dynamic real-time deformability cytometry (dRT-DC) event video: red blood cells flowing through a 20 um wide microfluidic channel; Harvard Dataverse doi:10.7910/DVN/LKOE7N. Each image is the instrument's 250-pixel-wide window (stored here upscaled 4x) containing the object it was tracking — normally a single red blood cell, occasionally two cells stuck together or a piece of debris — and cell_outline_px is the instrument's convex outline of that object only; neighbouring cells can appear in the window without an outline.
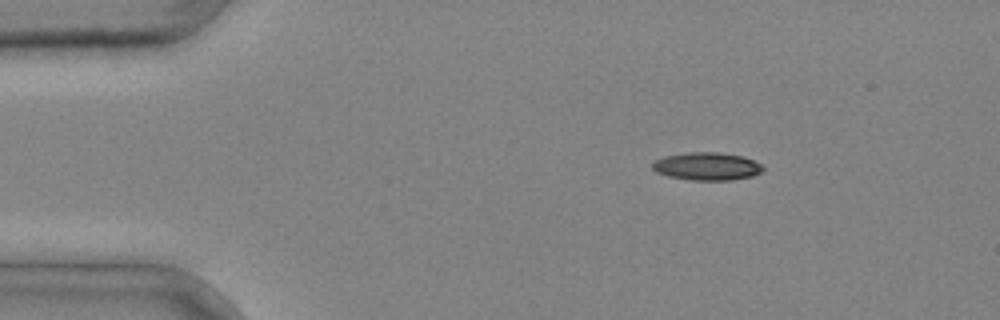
{"species": "common noctule bat (a hibernating species)", "species_latin": "Nyctalus noctula", "temperature_condition": "cold", "stored_images_in_passage": 3, "camera_frame_rate_fps": 3000, "um_per_image_px": 0.085, "animal": {"sex": "male", "body_mass_g": 20.4}, "frame": {"image": 1, "passage_image": 1, "time_ms": 0.0, "image_size_px": [1000, 320], "cell_outline_px": [[764, 168], [760, 172], [752, 176], [732, 180], [692, 180], [668, 176], [656, 172], [652, 168], [652, 160], [664, 156], [688, 152], [716, 152], [744, 156], [760, 164]], "centroid_in_image_um": [60.05, 14.13], "position_along_channel_um": 25.0, "area_um2": 17.98}}
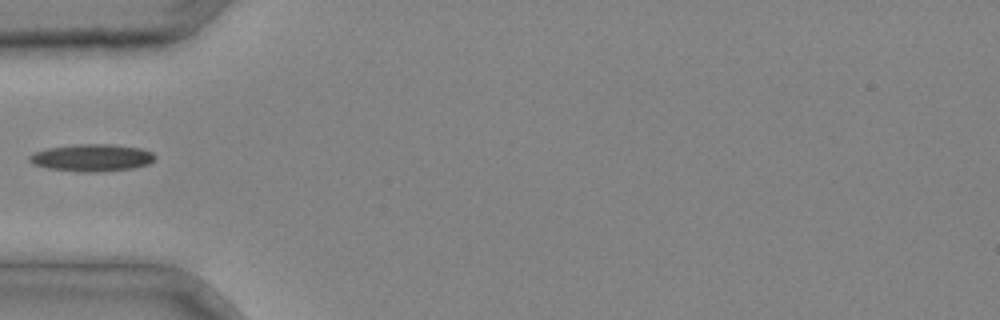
{"frame": {"image": 2, "passage_image": 3, "time_ms": 0.667, "image_size_px": [1000, 320], "cell_outline_px": [[156, 156], [148, 164], [132, 168], [100, 172], [80, 172], [48, 168], [32, 164], [28, 160], [28, 156], [32, 152], [48, 148], [76, 144], [112, 144], [140, 148], [152, 152]], "centroid_in_image_um": [7.77, 13.4], "position_along_channel_um": 77.2, "area_um2": 20.0}}